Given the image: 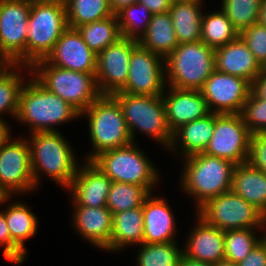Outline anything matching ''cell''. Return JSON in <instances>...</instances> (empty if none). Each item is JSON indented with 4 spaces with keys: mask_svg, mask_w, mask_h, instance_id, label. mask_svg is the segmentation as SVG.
Masks as SVG:
<instances>
[{
    "mask_svg": "<svg viewBox=\"0 0 266 266\" xmlns=\"http://www.w3.org/2000/svg\"><path fill=\"white\" fill-rule=\"evenodd\" d=\"M195 213L221 231L254 228L266 235V216L232 190L210 198Z\"/></svg>",
    "mask_w": 266,
    "mask_h": 266,
    "instance_id": "30bf717a",
    "label": "cell"
},
{
    "mask_svg": "<svg viewBox=\"0 0 266 266\" xmlns=\"http://www.w3.org/2000/svg\"><path fill=\"white\" fill-rule=\"evenodd\" d=\"M137 0H110V8L113 14H116L123 7L136 3Z\"/></svg>",
    "mask_w": 266,
    "mask_h": 266,
    "instance_id": "bcb514c9",
    "label": "cell"
},
{
    "mask_svg": "<svg viewBox=\"0 0 266 266\" xmlns=\"http://www.w3.org/2000/svg\"><path fill=\"white\" fill-rule=\"evenodd\" d=\"M252 133L240 114L215 113V127L204 154L238 165L248 161Z\"/></svg>",
    "mask_w": 266,
    "mask_h": 266,
    "instance_id": "4fadbf2b",
    "label": "cell"
},
{
    "mask_svg": "<svg viewBox=\"0 0 266 266\" xmlns=\"http://www.w3.org/2000/svg\"><path fill=\"white\" fill-rule=\"evenodd\" d=\"M254 228L236 229L225 231V260L233 263L241 262L248 253L261 241L265 235L258 236Z\"/></svg>",
    "mask_w": 266,
    "mask_h": 266,
    "instance_id": "8d00e7d4",
    "label": "cell"
},
{
    "mask_svg": "<svg viewBox=\"0 0 266 266\" xmlns=\"http://www.w3.org/2000/svg\"><path fill=\"white\" fill-rule=\"evenodd\" d=\"M251 92L259 99L266 101V73L263 71L251 83Z\"/></svg>",
    "mask_w": 266,
    "mask_h": 266,
    "instance_id": "f6af8a7d",
    "label": "cell"
},
{
    "mask_svg": "<svg viewBox=\"0 0 266 266\" xmlns=\"http://www.w3.org/2000/svg\"><path fill=\"white\" fill-rule=\"evenodd\" d=\"M31 75L48 91L74 107L80 114L101 94L95 73H82L51 65L46 59L31 67Z\"/></svg>",
    "mask_w": 266,
    "mask_h": 266,
    "instance_id": "52a82bcc",
    "label": "cell"
},
{
    "mask_svg": "<svg viewBox=\"0 0 266 266\" xmlns=\"http://www.w3.org/2000/svg\"><path fill=\"white\" fill-rule=\"evenodd\" d=\"M205 13L201 22V41L207 46L216 49L239 37L238 31L221 8L215 12Z\"/></svg>",
    "mask_w": 266,
    "mask_h": 266,
    "instance_id": "4dcf8cb0",
    "label": "cell"
},
{
    "mask_svg": "<svg viewBox=\"0 0 266 266\" xmlns=\"http://www.w3.org/2000/svg\"><path fill=\"white\" fill-rule=\"evenodd\" d=\"M164 62L167 86L200 91L215 71V49L202 41L181 43Z\"/></svg>",
    "mask_w": 266,
    "mask_h": 266,
    "instance_id": "8992f818",
    "label": "cell"
},
{
    "mask_svg": "<svg viewBox=\"0 0 266 266\" xmlns=\"http://www.w3.org/2000/svg\"><path fill=\"white\" fill-rule=\"evenodd\" d=\"M143 221V207L113 214L110 252L118 254V251L131 247V245L140 246L144 239Z\"/></svg>",
    "mask_w": 266,
    "mask_h": 266,
    "instance_id": "484cf974",
    "label": "cell"
},
{
    "mask_svg": "<svg viewBox=\"0 0 266 266\" xmlns=\"http://www.w3.org/2000/svg\"><path fill=\"white\" fill-rule=\"evenodd\" d=\"M172 3L173 2H181V1H189V0H170Z\"/></svg>",
    "mask_w": 266,
    "mask_h": 266,
    "instance_id": "db71d44e",
    "label": "cell"
},
{
    "mask_svg": "<svg viewBox=\"0 0 266 266\" xmlns=\"http://www.w3.org/2000/svg\"><path fill=\"white\" fill-rule=\"evenodd\" d=\"M181 159H184V165L180 174V189L193 198L195 211L210 198L231 190L236 166L233 162L204 153Z\"/></svg>",
    "mask_w": 266,
    "mask_h": 266,
    "instance_id": "3957f363",
    "label": "cell"
},
{
    "mask_svg": "<svg viewBox=\"0 0 266 266\" xmlns=\"http://www.w3.org/2000/svg\"><path fill=\"white\" fill-rule=\"evenodd\" d=\"M31 0H0V58L26 66Z\"/></svg>",
    "mask_w": 266,
    "mask_h": 266,
    "instance_id": "7c38bea8",
    "label": "cell"
},
{
    "mask_svg": "<svg viewBox=\"0 0 266 266\" xmlns=\"http://www.w3.org/2000/svg\"><path fill=\"white\" fill-rule=\"evenodd\" d=\"M203 6V0H189L171 4L169 12L179 44L201 41Z\"/></svg>",
    "mask_w": 266,
    "mask_h": 266,
    "instance_id": "4316f807",
    "label": "cell"
},
{
    "mask_svg": "<svg viewBox=\"0 0 266 266\" xmlns=\"http://www.w3.org/2000/svg\"><path fill=\"white\" fill-rule=\"evenodd\" d=\"M195 216V227L190 229L182 245L183 254L190 259L216 265L225 257V231L207 224L196 213Z\"/></svg>",
    "mask_w": 266,
    "mask_h": 266,
    "instance_id": "ffe728a7",
    "label": "cell"
},
{
    "mask_svg": "<svg viewBox=\"0 0 266 266\" xmlns=\"http://www.w3.org/2000/svg\"><path fill=\"white\" fill-rule=\"evenodd\" d=\"M216 266H238V264L224 259L216 264Z\"/></svg>",
    "mask_w": 266,
    "mask_h": 266,
    "instance_id": "816d5d0a",
    "label": "cell"
},
{
    "mask_svg": "<svg viewBox=\"0 0 266 266\" xmlns=\"http://www.w3.org/2000/svg\"><path fill=\"white\" fill-rule=\"evenodd\" d=\"M45 59L59 68L96 73L97 54L87 46L77 28L67 27Z\"/></svg>",
    "mask_w": 266,
    "mask_h": 266,
    "instance_id": "e0dca14e",
    "label": "cell"
},
{
    "mask_svg": "<svg viewBox=\"0 0 266 266\" xmlns=\"http://www.w3.org/2000/svg\"><path fill=\"white\" fill-rule=\"evenodd\" d=\"M151 194L146 188L129 183L112 182L107 196L106 207L112 215L142 207L145 199Z\"/></svg>",
    "mask_w": 266,
    "mask_h": 266,
    "instance_id": "836d02e7",
    "label": "cell"
},
{
    "mask_svg": "<svg viewBox=\"0 0 266 266\" xmlns=\"http://www.w3.org/2000/svg\"><path fill=\"white\" fill-rule=\"evenodd\" d=\"M11 134L10 131L0 142V187L8 196L14 197L29 194L36 190V186L32 176L31 148L26 135L16 139Z\"/></svg>",
    "mask_w": 266,
    "mask_h": 266,
    "instance_id": "8fae6325",
    "label": "cell"
},
{
    "mask_svg": "<svg viewBox=\"0 0 266 266\" xmlns=\"http://www.w3.org/2000/svg\"><path fill=\"white\" fill-rule=\"evenodd\" d=\"M138 248L136 266H179L183 254L178 242L142 243Z\"/></svg>",
    "mask_w": 266,
    "mask_h": 266,
    "instance_id": "e575fe53",
    "label": "cell"
},
{
    "mask_svg": "<svg viewBox=\"0 0 266 266\" xmlns=\"http://www.w3.org/2000/svg\"><path fill=\"white\" fill-rule=\"evenodd\" d=\"M88 119L91 147L85 158L92 161L100 153L133 143L118 101L112 95H100L80 118Z\"/></svg>",
    "mask_w": 266,
    "mask_h": 266,
    "instance_id": "277c9868",
    "label": "cell"
},
{
    "mask_svg": "<svg viewBox=\"0 0 266 266\" xmlns=\"http://www.w3.org/2000/svg\"><path fill=\"white\" fill-rule=\"evenodd\" d=\"M138 41L121 37L97 55L96 83L101 95L120 92L126 85L129 60Z\"/></svg>",
    "mask_w": 266,
    "mask_h": 266,
    "instance_id": "9a60e30c",
    "label": "cell"
},
{
    "mask_svg": "<svg viewBox=\"0 0 266 266\" xmlns=\"http://www.w3.org/2000/svg\"><path fill=\"white\" fill-rule=\"evenodd\" d=\"M200 91L212 113L239 114L251 92V83L215 70Z\"/></svg>",
    "mask_w": 266,
    "mask_h": 266,
    "instance_id": "2e32d148",
    "label": "cell"
},
{
    "mask_svg": "<svg viewBox=\"0 0 266 266\" xmlns=\"http://www.w3.org/2000/svg\"><path fill=\"white\" fill-rule=\"evenodd\" d=\"M26 138L31 148L32 176L36 188L41 185V177L45 174L52 182L67 189L81 163L64 135L60 131L34 132Z\"/></svg>",
    "mask_w": 266,
    "mask_h": 266,
    "instance_id": "6da1fadb",
    "label": "cell"
},
{
    "mask_svg": "<svg viewBox=\"0 0 266 266\" xmlns=\"http://www.w3.org/2000/svg\"><path fill=\"white\" fill-rule=\"evenodd\" d=\"M28 79L19 95L15 119L29 127L28 134L59 131L56 126L80 119V113L69 103L44 88L32 75Z\"/></svg>",
    "mask_w": 266,
    "mask_h": 266,
    "instance_id": "7a4b0ae2",
    "label": "cell"
},
{
    "mask_svg": "<svg viewBox=\"0 0 266 266\" xmlns=\"http://www.w3.org/2000/svg\"><path fill=\"white\" fill-rule=\"evenodd\" d=\"M26 72L31 75L29 66L9 64L0 73V118L7 124L8 121L5 120L2 115H10V117L12 116L13 119H16L19 108V95L27 80V78H25L26 75L29 77Z\"/></svg>",
    "mask_w": 266,
    "mask_h": 266,
    "instance_id": "f1b7e54d",
    "label": "cell"
},
{
    "mask_svg": "<svg viewBox=\"0 0 266 266\" xmlns=\"http://www.w3.org/2000/svg\"><path fill=\"white\" fill-rule=\"evenodd\" d=\"M112 96L121 107L133 142H136L137 132H141L165 149L170 147L173 134L167 124L162 95L115 93Z\"/></svg>",
    "mask_w": 266,
    "mask_h": 266,
    "instance_id": "9c48e42d",
    "label": "cell"
},
{
    "mask_svg": "<svg viewBox=\"0 0 266 266\" xmlns=\"http://www.w3.org/2000/svg\"><path fill=\"white\" fill-rule=\"evenodd\" d=\"M11 239L27 254L26 240L34 237L38 230V217L26 202L11 201L4 210Z\"/></svg>",
    "mask_w": 266,
    "mask_h": 266,
    "instance_id": "f546056e",
    "label": "cell"
},
{
    "mask_svg": "<svg viewBox=\"0 0 266 266\" xmlns=\"http://www.w3.org/2000/svg\"><path fill=\"white\" fill-rule=\"evenodd\" d=\"M179 266H216V265L208 262L196 261L182 254L180 257Z\"/></svg>",
    "mask_w": 266,
    "mask_h": 266,
    "instance_id": "7dc6e473",
    "label": "cell"
},
{
    "mask_svg": "<svg viewBox=\"0 0 266 266\" xmlns=\"http://www.w3.org/2000/svg\"><path fill=\"white\" fill-rule=\"evenodd\" d=\"M166 86L164 58L138 44L129 60L126 85L117 93L160 96Z\"/></svg>",
    "mask_w": 266,
    "mask_h": 266,
    "instance_id": "5bb4252c",
    "label": "cell"
},
{
    "mask_svg": "<svg viewBox=\"0 0 266 266\" xmlns=\"http://www.w3.org/2000/svg\"><path fill=\"white\" fill-rule=\"evenodd\" d=\"M10 126V124H7L0 118V142L9 134L10 131H12Z\"/></svg>",
    "mask_w": 266,
    "mask_h": 266,
    "instance_id": "c3c4849f",
    "label": "cell"
},
{
    "mask_svg": "<svg viewBox=\"0 0 266 266\" xmlns=\"http://www.w3.org/2000/svg\"><path fill=\"white\" fill-rule=\"evenodd\" d=\"M9 65V63L4 60L3 58H0V73Z\"/></svg>",
    "mask_w": 266,
    "mask_h": 266,
    "instance_id": "f5cc1de1",
    "label": "cell"
},
{
    "mask_svg": "<svg viewBox=\"0 0 266 266\" xmlns=\"http://www.w3.org/2000/svg\"><path fill=\"white\" fill-rule=\"evenodd\" d=\"M143 243L176 242V218L163 197L151 193L143 203Z\"/></svg>",
    "mask_w": 266,
    "mask_h": 266,
    "instance_id": "7402d4cb",
    "label": "cell"
},
{
    "mask_svg": "<svg viewBox=\"0 0 266 266\" xmlns=\"http://www.w3.org/2000/svg\"><path fill=\"white\" fill-rule=\"evenodd\" d=\"M238 266H266V235L250 253L238 263Z\"/></svg>",
    "mask_w": 266,
    "mask_h": 266,
    "instance_id": "7bdbcfd3",
    "label": "cell"
},
{
    "mask_svg": "<svg viewBox=\"0 0 266 266\" xmlns=\"http://www.w3.org/2000/svg\"><path fill=\"white\" fill-rule=\"evenodd\" d=\"M77 30L87 46L97 55L122 37L116 14L80 25Z\"/></svg>",
    "mask_w": 266,
    "mask_h": 266,
    "instance_id": "1f68e13d",
    "label": "cell"
},
{
    "mask_svg": "<svg viewBox=\"0 0 266 266\" xmlns=\"http://www.w3.org/2000/svg\"><path fill=\"white\" fill-rule=\"evenodd\" d=\"M221 10L240 33L258 22L262 0H221Z\"/></svg>",
    "mask_w": 266,
    "mask_h": 266,
    "instance_id": "74e56055",
    "label": "cell"
},
{
    "mask_svg": "<svg viewBox=\"0 0 266 266\" xmlns=\"http://www.w3.org/2000/svg\"><path fill=\"white\" fill-rule=\"evenodd\" d=\"M258 23L266 26V0H262L261 8L259 11Z\"/></svg>",
    "mask_w": 266,
    "mask_h": 266,
    "instance_id": "681fc988",
    "label": "cell"
},
{
    "mask_svg": "<svg viewBox=\"0 0 266 266\" xmlns=\"http://www.w3.org/2000/svg\"><path fill=\"white\" fill-rule=\"evenodd\" d=\"M12 200L13 196H8L5 191L0 187V207L1 205H5L6 202H10V199Z\"/></svg>",
    "mask_w": 266,
    "mask_h": 266,
    "instance_id": "f907efd6",
    "label": "cell"
},
{
    "mask_svg": "<svg viewBox=\"0 0 266 266\" xmlns=\"http://www.w3.org/2000/svg\"><path fill=\"white\" fill-rule=\"evenodd\" d=\"M261 67L266 64V26L254 23L239 33Z\"/></svg>",
    "mask_w": 266,
    "mask_h": 266,
    "instance_id": "ab89813d",
    "label": "cell"
},
{
    "mask_svg": "<svg viewBox=\"0 0 266 266\" xmlns=\"http://www.w3.org/2000/svg\"><path fill=\"white\" fill-rule=\"evenodd\" d=\"M81 162L69 187L66 189L71 198L72 205L86 207L106 206L107 196L112 184L111 179L105 175L92 161Z\"/></svg>",
    "mask_w": 266,
    "mask_h": 266,
    "instance_id": "ac0fdd59",
    "label": "cell"
},
{
    "mask_svg": "<svg viewBox=\"0 0 266 266\" xmlns=\"http://www.w3.org/2000/svg\"><path fill=\"white\" fill-rule=\"evenodd\" d=\"M248 162L266 174V132L252 134Z\"/></svg>",
    "mask_w": 266,
    "mask_h": 266,
    "instance_id": "b9f144b4",
    "label": "cell"
},
{
    "mask_svg": "<svg viewBox=\"0 0 266 266\" xmlns=\"http://www.w3.org/2000/svg\"><path fill=\"white\" fill-rule=\"evenodd\" d=\"M214 127L215 113L212 112L203 118L191 121L173 133L168 150L182 158L203 153L212 138Z\"/></svg>",
    "mask_w": 266,
    "mask_h": 266,
    "instance_id": "cb8c5ba5",
    "label": "cell"
},
{
    "mask_svg": "<svg viewBox=\"0 0 266 266\" xmlns=\"http://www.w3.org/2000/svg\"><path fill=\"white\" fill-rule=\"evenodd\" d=\"M71 223L79 236L93 247L110 252L112 213L106 207L72 205Z\"/></svg>",
    "mask_w": 266,
    "mask_h": 266,
    "instance_id": "44dd1931",
    "label": "cell"
},
{
    "mask_svg": "<svg viewBox=\"0 0 266 266\" xmlns=\"http://www.w3.org/2000/svg\"><path fill=\"white\" fill-rule=\"evenodd\" d=\"M239 114L252 134L266 132L265 100L257 98L252 92H250L248 99L243 104Z\"/></svg>",
    "mask_w": 266,
    "mask_h": 266,
    "instance_id": "f35d334b",
    "label": "cell"
},
{
    "mask_svg": "<svg viewBox=\"0 0 266 266\" xmlns=\"http://www.w3.org/2000/svg\"><path fill=\"white\" fill-rule=\"evenodd\" d=\"M231 190L266 216V174L248 161L235 166Z\"/></svg>",
    "mask_w": 266,
    "mask_h": 266,
    "instance_id": "d4e9b609",
    "label": "cell"
},
{
    "mask_svg": "<svg viewBox=\"0 0 266 266\" xmlns=\"http://www.w3.org/2000/svg\"><path fill=\"white\" fill-rule=\"evenodd\" d=\"M262 71L266 73V64L262 67Z\"/></svg>",
    "mask_w": 266,
    "mask_h": 266,
    "instance_id": "11a10c76",
    "label": "cell"
},
{
    "mask_svg": "<svg viewBox=\"0 0 266 266\" xmlns=\"http://www.w3.org/2000/svg\"><path fill=\"white\" fill-rule=\"evenodd\" d=\"M166 88L162 97L167 124L172 134L181 126L211 113L201 91L171 86Z\"/></svg>",
    "mask_w": 266,
    "mask_h": 266,
    "instance_id": "d6986e66",
    "label": "cell"
},
{
    "mask_svg": "<svg viewBox=\"0 0 266 266\" xmlns=\"http://www.w3.org/2000/svg\"><path fill=\"white\" fill-rule=\"evenodd\" d=\"M3 247L4 258L14 264H23L27 254L11 239L9 228L4 215L0 210V247Z\"/></svg>",
    "mask_w": 266,
    "mask_h": 266,
    "instance_id": "60d3db41",
    "label": "cell"
},
{
    "mask_svg": "<svg viewBox=\"0 0 266 266\" xmlns=\"http://www.w3.org/2000/svg\"><path fill=\"white\" fill-rule=\"evenodd\" d=\"M215 70L244 78L252 83L262 72V67L243 40L238 37L233 42L215 49Z\"/></svg>",
    "mask_w": 266,
    "mask_h": 266,
    "instance_id": "603a6c76",
    "label": "cell"
},
{
    "mask_svg": "<svg viewBox=\"0 0 266 266\" xmlns=\"http://www.w3.org/2000/svg\"><path fill=\"white\" fill-rule=\"evenodd\" d=\"M138 43L165 59L179 45L170 12L152 14L146 32Z\"/></svg>",
    "mask_w": 266,
    "mask_h": 266,
    "instance_id": "83f0119b",
    "label": "cell"
},
{
    "mask_svg": "<svg viewBox=\"0 0 266 266\" xmlns=\"http://www.w3.org/2000/svg\"><path fill=\"white\" fill-rule=\"evenodd\" d=\"M137 142L100 153L92 162L112 182L146 187L151 193L159 184L160 172ZM148 157V158H147Z\"/></svg>",
    "mask_w": 266,
    "mask_h": 266,
    "instance_id": "ba28073f",
    "label": "cell"
},
{
    "mask_svg": "<svg viewBox=\"0 0 266 266\" xmlns=\"http://www.w3.org/2000/svg\"><path fill=\"white\" fill-rule=\"evenodd\" d=\"M68 27L100 21L113 14L110 0H64Z\"/></svg>",
    "mask_w": 266,
    "mask_h": 266,
    "instance_id": "d6a6232c",
    "label": "cell"
},
{
    "mask_svg": "<svg viewBox=\"0 0 266 266\" xmlns=\"http://www.w3.org/2000/svg\"><path fill=\"white\" fill-rule=\"evenodd\" d=\"M116 16L122 37L139 41L146 32L152 13L145 5L136 2L123 7Z\"/></svg>",
    "mask_w": 266,
    "mask_h": 266,
    "instance_id": "d590c367",
    "label": "cell"
},
{
    "mask_svg": "<svg viewBox=\"0 0 266 266\" xmlns=\"http://www.w3.org/2000/svg\"><path fill=\"white\" fill-rule=\"evenodd\" d=\"M68 27L64 0H31L26 36V66L45 59Z\"/></svg>",
    "mask_w": 266,
    "mask_h": 266,
    "instance_id": "5b68a950",
    "label": "cell"
},
{
    "mask_svg": "<svg viewBox=\"0 0 266 266\" xmlns=\"http://www.w3.org/2000/svg\"><path fill=\"white\" fill-rule=\"evenodd\" d=\"M137 2L145 5L152 14L168 12L172 4L170 0H137Z\"/></svg>",
    "mask_w": 266,
    "mask_h": 266,
    "instance_id": "ee69618b",
    "label": "cell"
}]
</instances>
